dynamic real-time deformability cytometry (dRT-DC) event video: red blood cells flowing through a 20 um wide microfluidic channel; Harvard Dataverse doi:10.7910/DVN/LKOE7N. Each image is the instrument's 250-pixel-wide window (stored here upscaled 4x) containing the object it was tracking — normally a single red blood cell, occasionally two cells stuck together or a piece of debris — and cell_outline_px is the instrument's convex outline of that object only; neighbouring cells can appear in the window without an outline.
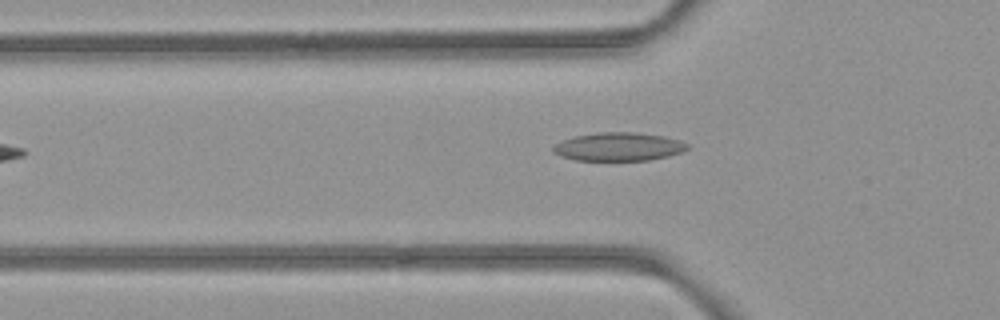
{"species": "common noctule bat (a hibernating species)", "species_latin": "Nyctalus noctula", "temperature_condition": "room temperature", "stored_images_in_passage": 2, "camera_frame_rate_fps": 3000, "um_per_image_px": 0.085, "animal": {"sex": "female", "body_mass_g": 21.9}, "frame": {"image": 1, "passage_image": 2, "time_ms": 0.333, "image_size_px": [1000, 320], "cell_outline_px": [[688, 148], [680, 152], [668, 156], [648, 160], [576, 160], [560, 156], [552, 152], [552, 148], [556, 144], [564, 140], [576, 136], [600, 132], [636, 132], [664, 136], [680, 140], [688, 144]], "centroid_in_image_um": [52.58, 12.47], "position_along_channel_um": 73.2, "area_um2": 22.02}}